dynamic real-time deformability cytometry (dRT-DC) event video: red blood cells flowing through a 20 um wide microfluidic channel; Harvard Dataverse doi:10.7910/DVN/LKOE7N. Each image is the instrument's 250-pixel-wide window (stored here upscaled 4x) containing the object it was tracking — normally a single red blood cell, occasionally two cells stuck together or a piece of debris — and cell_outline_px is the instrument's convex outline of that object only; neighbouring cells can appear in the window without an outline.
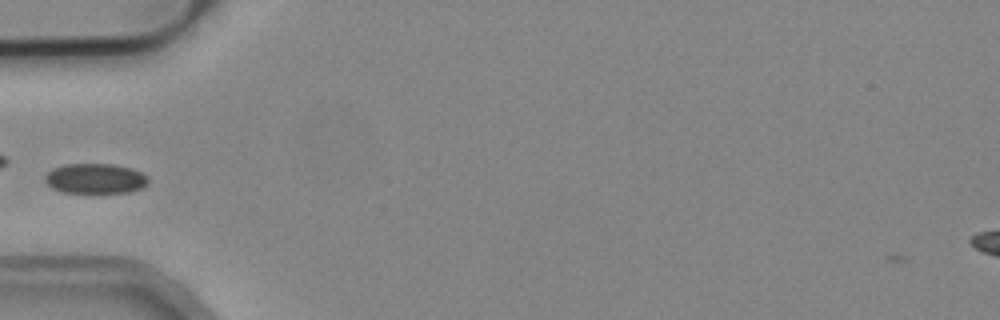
{"species": "common noctule bat (a hibernating species)", "species_latin": "Nyctalus noctula", "temperature_condition": "cold", "stored_images_in_passage": 2, "camera_frame_rate_fps": 3000, "um_per_image_px": 0.085, "animal": {"sex": "male", "body_mass_g": 19.2, "forearm_length_mm": 51.8}, "frame": {"image": 1, "passage_image": 1, "time_ms": 0.0, "image_size_px": [1000, 320], "cell_outline_px": [[148, 184], [144, 188], [128, 192], [60, 192], [52, 188], [44, 180], [44, 176], [52, 168], [64, 164], [112, 164], [132, 168], [148, 176]], "centroid_in_image_um": [8.1, 15.17], "position_along_channel_um": 76.9, "area_um2": 18.21}}